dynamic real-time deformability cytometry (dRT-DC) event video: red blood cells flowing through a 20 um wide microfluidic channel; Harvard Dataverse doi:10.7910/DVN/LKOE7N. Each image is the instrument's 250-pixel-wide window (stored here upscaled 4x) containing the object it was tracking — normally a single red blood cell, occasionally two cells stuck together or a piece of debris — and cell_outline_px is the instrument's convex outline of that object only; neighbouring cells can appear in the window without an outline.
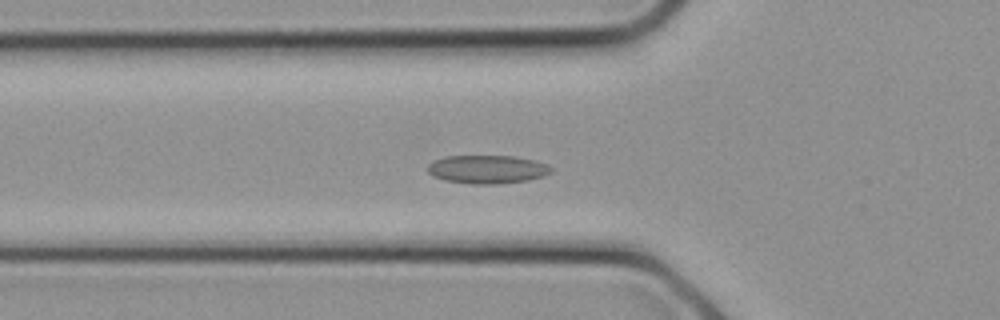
{"species": "common noctule bat (a hibernating species)", "species_latin": "Nyctalus noctula", "temperature_condition": "cold", "stored_images_in_passage": 8, "camera_frame_rate_fps": 3000, "um_per_image_px": 0.085, "animal": {"sex": "female", "body_mass_g": 21.9}, "frame": {"image": 1, "passage_image": 6, "time_ms": 1.667, "image_size_px": [1000, 320], "cell_outline_px": [[552, 172], [544, 176], [528, 180], [496, 184], [472, 184], [444, 180], [432, 176], [428, 172], [428, 164], [444, 156], [516, 156], [536, 160], [548, 164], [552, 168]], "centroid_in_image_um": [41.45, 14.39], "position_along_channel_um": 84.4, "area_um2": 20.58}}
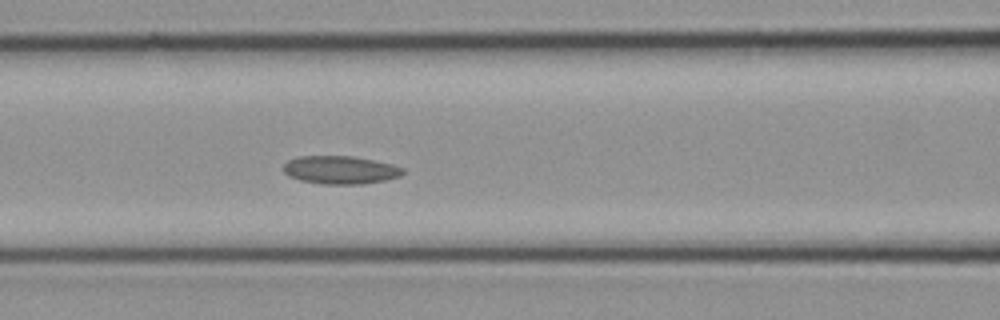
{"frame": {"image": 2, "passage_image": 8, "time_ms": 2.333, "image_size_px": [1000, 320], "cell_outline_px": [[404, 172], [400, 176], [384, 180], [360, 184], [320, 184], [300, 180], [288, 176], [284, 172], [284, 164], [288, 160], [296, 156], [352, 156], [392, 164], [404, 168]], "centroid_in_image_um": [28.9, 14.44], "position_along_channel_um": 137.7, "area_um2": 19.54}}